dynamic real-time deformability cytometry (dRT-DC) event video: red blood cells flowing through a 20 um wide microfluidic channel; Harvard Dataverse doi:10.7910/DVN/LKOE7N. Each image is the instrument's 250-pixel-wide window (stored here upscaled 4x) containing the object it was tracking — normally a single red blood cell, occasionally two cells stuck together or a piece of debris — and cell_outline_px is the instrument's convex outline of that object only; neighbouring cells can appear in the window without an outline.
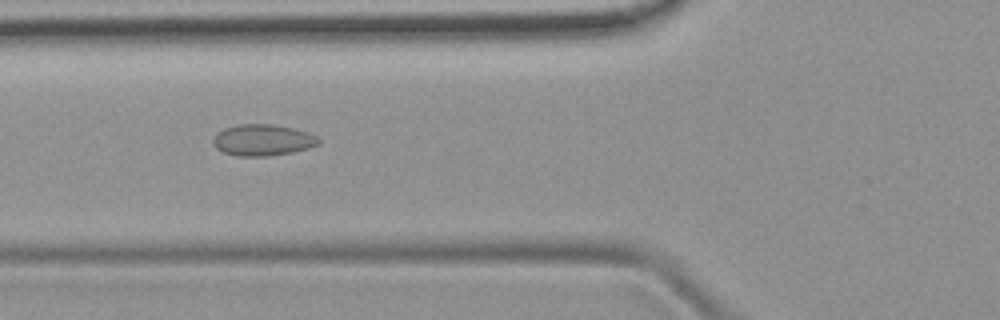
{"species": "common noctule bat (a hibernating species)", "species_latin": "Nyctalus noctula", "temperature_condition": "room temperature", "stored_images_in_passage": 34, "camera_frame_rate_fps": 3000, "um_per_image_px": 0.085, "animal": {"sex": "female", "body_mass_g": 19.9}, "frame": {"image": 1, "passage_image": 7, "time_ms": 2.0, "image_size_px": [1000, 320], "cell_outline_px": [[320, 144], [308, 148], [292, 152], [268, 156], [236, 156], [224, 152], [216, 148], [212, 144], [212, 140], [216, 132], [224, 128], [236, 124], [272, 124], [292, 128], [308, 132], [316, 136], [320, 140]], "centroid_in_image_um": [22.3, 11.9], "position_along_channel_um": 103.5, "area_um2": 19.42}}
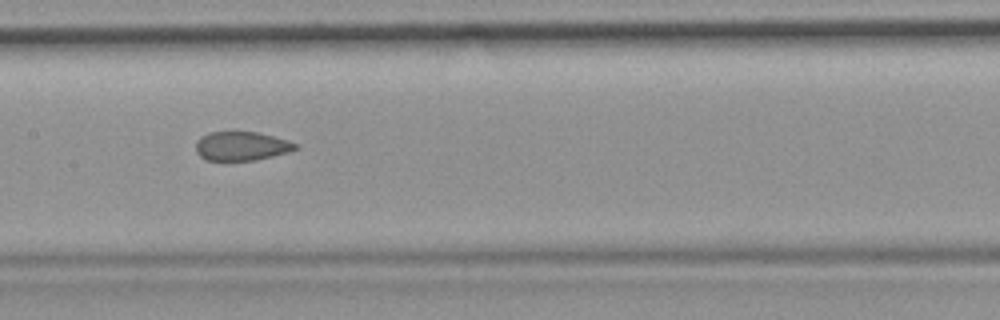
{"frame": {"image": 2, "passage_image": 13, "time_ms": 4.0, "image_size_px": [1000, 320], "cell_outline_px": [[300, 148], [288, 152], [256, 160], [204, 160], [196, 152], [196, 140], [200, 136], [208, 132], [256, 132], [288, 140], [300, 144]], "centroid_in_image_um": [20.53, 12.41], "position_along_channel_um": 186.9, "area_um2": 16.94}}
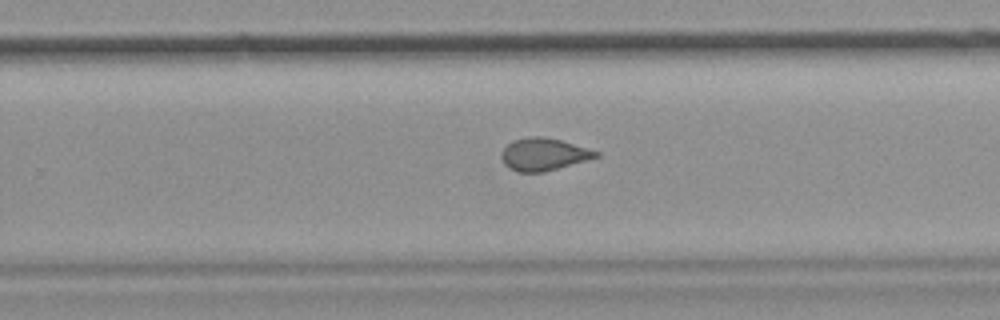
{"frame": {"image": 3, "passage_image": 20, "time_ms": 6.333, "image_size_px": [1000, 320], "cell_outline_px": [[600, 156], [544, 172], [516, 172], [508, 168], [504, 164], [504, 148], [512, 140], [528, 136], [544, 136], [560, 140], [600, 152]], "centroid_in_image_um": [46.21, 13.11], "position_along_channel_um": 283.6, "area_um2": 17.63}}